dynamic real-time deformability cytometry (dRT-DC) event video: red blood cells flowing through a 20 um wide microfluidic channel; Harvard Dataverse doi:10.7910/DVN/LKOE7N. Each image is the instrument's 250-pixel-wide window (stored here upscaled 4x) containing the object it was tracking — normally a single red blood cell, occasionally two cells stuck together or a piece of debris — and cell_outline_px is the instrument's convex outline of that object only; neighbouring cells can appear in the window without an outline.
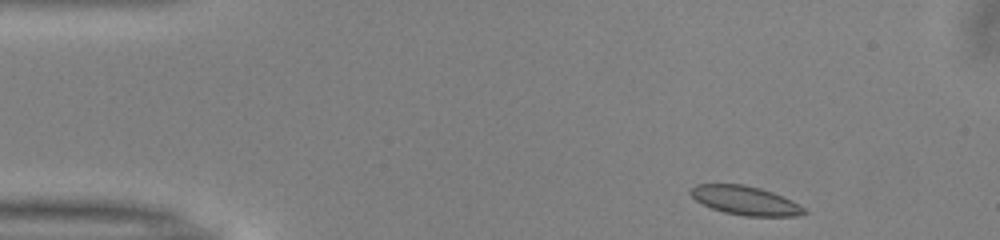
{"species": "common noctule bat (a hibernating species)", "species_latin": "Nyctalus noctula", "temperature_condition": "warm", "stored_images_in_passage": 25, "camera_frame_rate_fps": 3000, "um_per_image_px": 0.085, "animal": {"sex": "male", "body_mass_g": 13.0, "forearm_length_mm": 53.1}, "frame": {"image": 1, "passage_image": 1, "time_ms": 0.0, "image_size_px": [1000, 240], "cell_outline_px": [[808, 212], [796, 216], [744, 216], [724, 212], [712, 208], [696, 200], [688, 192], [696, 184], [744, 184], [760, 188], [772, 192], [804, 208]], "centroid_in_image_um": [63.3, 17.04], "position_along_channel_um": 21.7, "area_um2": 18.79}}
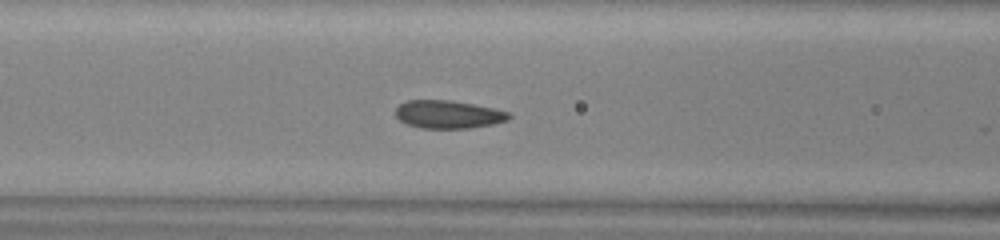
{"frame": {"image": 2, "passage_image": 15, "time_ms": 4.667, "image_size_px": [1000, 240], "cell_outline_px": [[512, 116], [508, 120], [492, 124], [472, 128], [420, 128], [408, 124], [400, 120], [396, 116], [396, 108], [400, 104], [408, 100], [448, 100], [472, 104], [492, 108], [508, 112]], "centroid_in_image_um": [38.1, 9.73], "position_along_channel_um": 128.5, "area_um2": 18.32}}
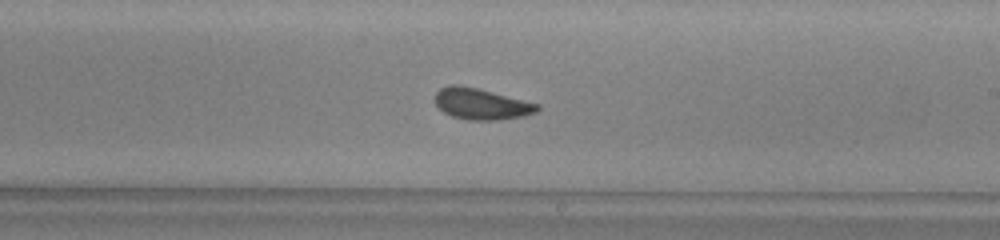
{"frame": {"image": 3, "passage_image": 24, "time_ms": 7.667, "image_size_px": [1000, 240], "cell_outline_px": [[540, 108], [536, 112], [524, 116], [500, 120], [468, 120], [452, 116], [444, 112], [436, 104], [436, 92], [440, 88], [448, 84], [456, 84], [476, 88], [540, 104]], "centroid_in_image_um": [40.92, 8.84], "position_along_channel_um": 248.1, "area_um2": 18.5}}